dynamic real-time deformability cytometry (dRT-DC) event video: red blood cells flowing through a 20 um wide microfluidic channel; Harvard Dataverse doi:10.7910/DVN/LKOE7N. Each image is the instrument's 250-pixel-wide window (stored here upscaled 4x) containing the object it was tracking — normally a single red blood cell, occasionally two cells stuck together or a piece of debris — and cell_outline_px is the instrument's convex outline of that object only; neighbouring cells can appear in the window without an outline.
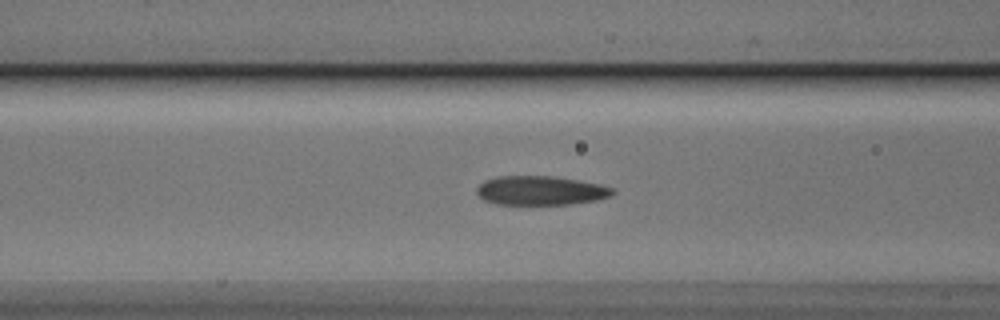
{"species": "Egyptian fruit bat (a non-hibernating species)", "species_latin": "Rousettus aegyptiacus", "temperature_condition": "cold", "stored_images_in_passage": 33, "camera_frame_rate_fps": 3000, "um_per_image_px": 0.085, "animal": {"sex": "male"}, "frame": {"image": 1, "passage_image": 11, "time_ms": 3.333, "image_size_px": [1000, 320], "cell_outline_px": [[616, 192], [612, 196], [596, 200], [568, 204], [496, 204], [484, 200], [476, 192], [476, 188], [484, 180], [496, 176], [556, 176], [580, 180], [600, 184], [616, 188]], "centroid_in_image_um": [45.99, 16.18], "position_along_channel_um": 120.6, "area_um2": 23.29}}
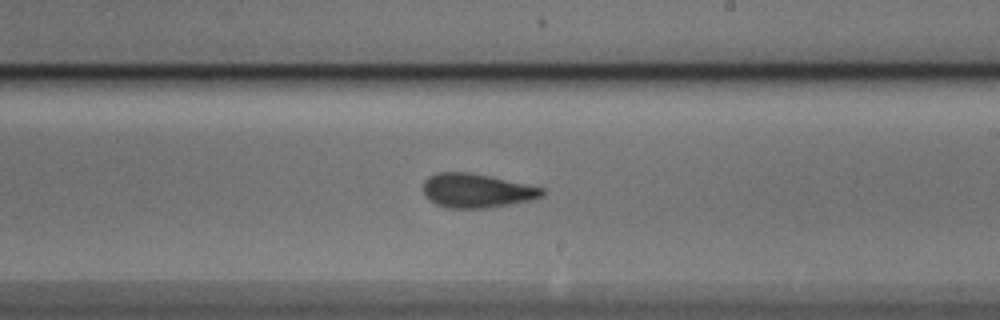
{"frame": {"image": 2, "passage_image": 21, "time_ms": 6.667, "image_size_px": [1000, 320], "cell_outline_px": [[544, 196], [532, 200], [488, 208], [448, 208], [436, 204], [424, 196], [424, 180], [428, 176], [436, 172], [468, 172], [488, 176], [544, 188]], "centroid_in_image_um": [40.5, 16.21], "position_along_channel_um": 248.5, "area_um2": 23.58}}
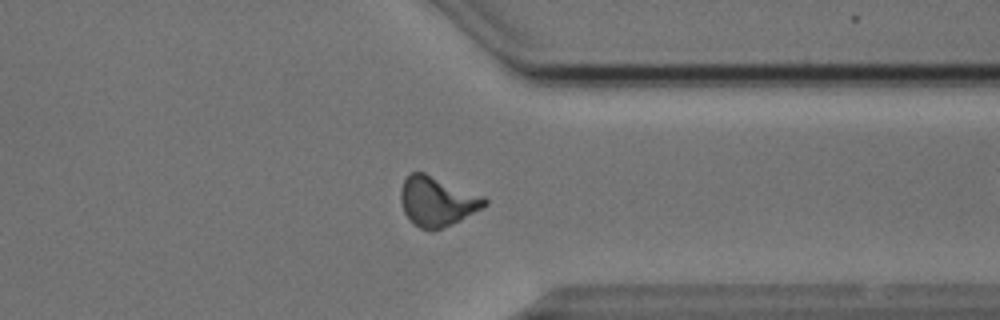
{"frame": {"image": 3, "passage_image": 31, "time_ms": 10.0, "image_size_px": [1000, 320], "cell_outline_px": [[488, 204], [460, 220], [452, 224], [432, 232], [420, 228], [412, 224], [408, 220], [404, 212], [400, 200], [400, 192], [404, 180], [412, 172], [424, 172], [484, 196], [488, 200]], "centroid_in_image_um": [37.13, 17.13], "position_along_channel_um": 374.3, "area_um2": 24.33}}